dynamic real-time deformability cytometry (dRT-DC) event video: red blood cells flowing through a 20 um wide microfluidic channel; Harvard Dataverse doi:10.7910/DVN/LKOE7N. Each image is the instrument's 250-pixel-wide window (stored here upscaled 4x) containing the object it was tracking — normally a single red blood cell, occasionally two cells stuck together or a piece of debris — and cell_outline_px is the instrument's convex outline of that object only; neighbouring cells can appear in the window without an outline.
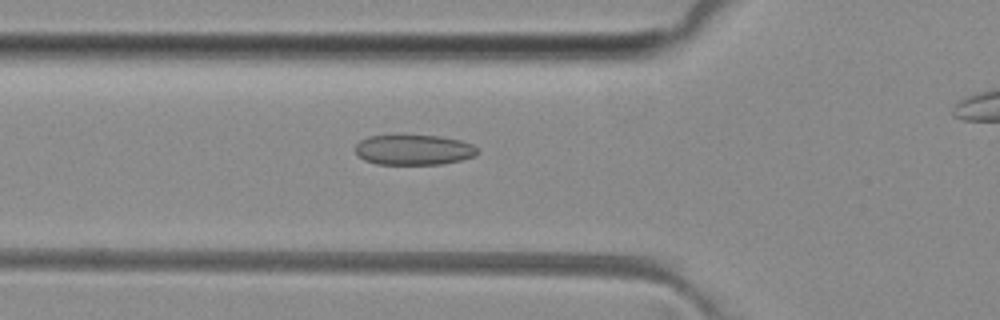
{"species": "common noctule bat (a hibernating species)", "species_latin": "Nyctalus noctula", "temperature_condition": "room temperature", "stored_images_in_passage": 28, "camera_frame_rate_fps": 3000, "um_per_image_px": 0.085, "animal": {"sex": "female", "body_mass_g": 29.2, "forearm_length_mm": 56.3}, "frame": {"image": 1, "passage_image": 2, "time_ms": 0.333, "image_size_px": [1000, 320], "cell_outline_px": [[480, 152], [476, 156], [460, 160], [440, 164], [376, 164], [364, 160], [356, 152], [356, 144], [360, 140], [368, 136], [440, 136], [460, 140], [472, 144]], "centroid_in_image_um": [35.19, 12.74], "position_along_channel_um": 90.6, "area_um2": 21.39}}
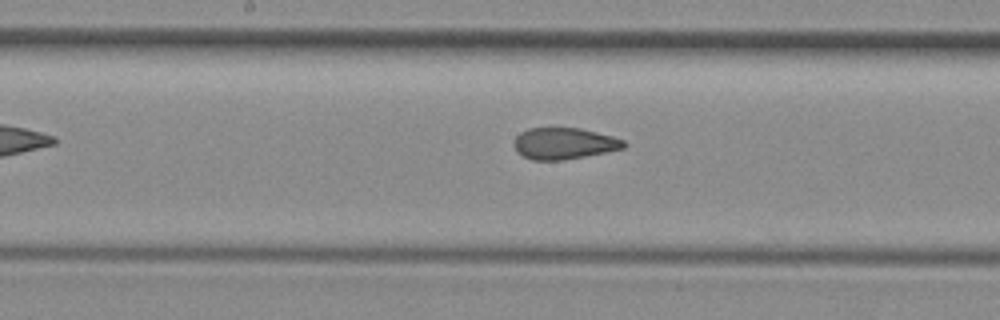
{"frame": {"image": 2, "passage_image": 10, "time_ms": 3.0, "image_size_px": [1000, 320], "cell_outline_px": [[628, 144], [624, 148], [564, 160], [532, 160], [516, 152], [512, 144], [516, 136], [520, 132], [528, 128], [580, 128], [612, 136], [624, 140]], "centroid_in_image_um": [47.91, 12.19], "position_along_channel_um": 200.3, "area_um2": 20.17}}
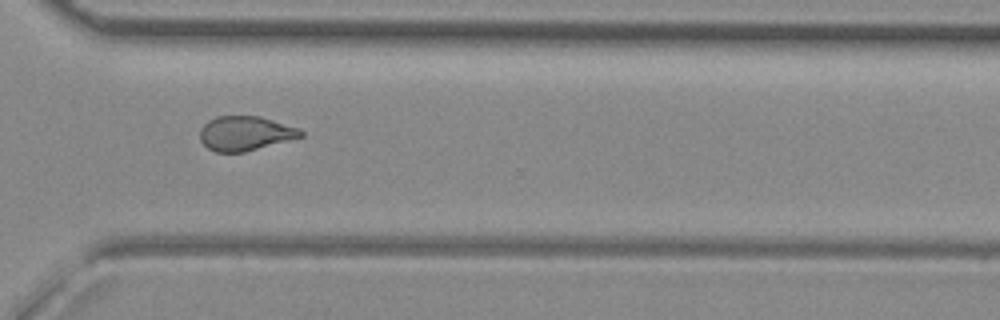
{"frame": {"image": 3, "passage_image": 21, "time_ms": 6.667, "image_size_px": [1000, 320], "cell_outline_px": [[304, 136], [244, 152], [216, 152], [208, 148], [200, 140], [200, 128], [208, 120], [216, 116], [260, 116], [296, 128], [304, 132]], "centroid_in_image_um": [20.8, 11.33], "position_along_channel_um": 349.8, "area_um2": 20.06}}